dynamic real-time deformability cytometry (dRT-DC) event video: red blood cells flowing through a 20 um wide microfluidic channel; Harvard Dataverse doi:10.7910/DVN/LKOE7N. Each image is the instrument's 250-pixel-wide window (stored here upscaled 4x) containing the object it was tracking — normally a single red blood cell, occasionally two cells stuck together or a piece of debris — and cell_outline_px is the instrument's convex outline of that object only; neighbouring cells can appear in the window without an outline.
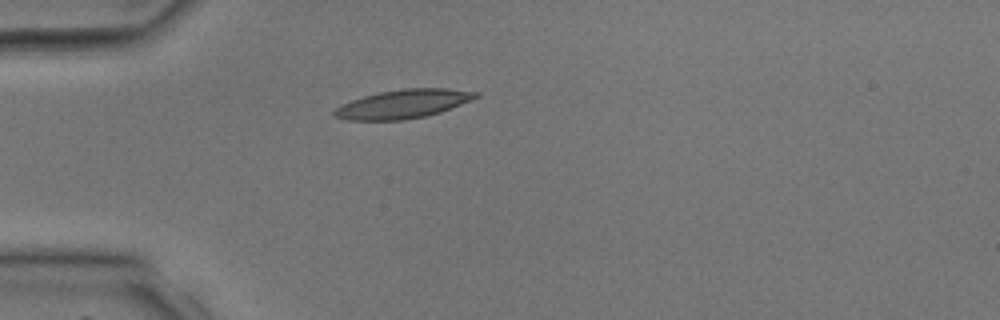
{"species": "common noctule bat (a hibernating species)", "species_latin": "Nyctalus noctula", "temperature_condition": "room temperature", "stored_images_in_passage": 5, "camera_frame_rate_fps": 3000, "um_per_image_px": 0.085, "animal": {"sex": "male", "body_mass_g": 17.9, "forearm_length_mm": 54.2}, "frame": {"image": 1, "passage_image": 1, "time_ms": 0.0, "image_size_px": [1000, 320], "cell_outline_px": [[480, 96], [472, 100], [440, 112], [424, 116], [404, 120], [348, 120], [332, 116], [332, 112], [340, 104], [364, 96], [380, 92], [404, 88], [448, 88], [480, 92]], "centroid_in_image_um": [34.27, 8.83], "position_along_channel_um": 50.7, "area_um2": 23.76}}